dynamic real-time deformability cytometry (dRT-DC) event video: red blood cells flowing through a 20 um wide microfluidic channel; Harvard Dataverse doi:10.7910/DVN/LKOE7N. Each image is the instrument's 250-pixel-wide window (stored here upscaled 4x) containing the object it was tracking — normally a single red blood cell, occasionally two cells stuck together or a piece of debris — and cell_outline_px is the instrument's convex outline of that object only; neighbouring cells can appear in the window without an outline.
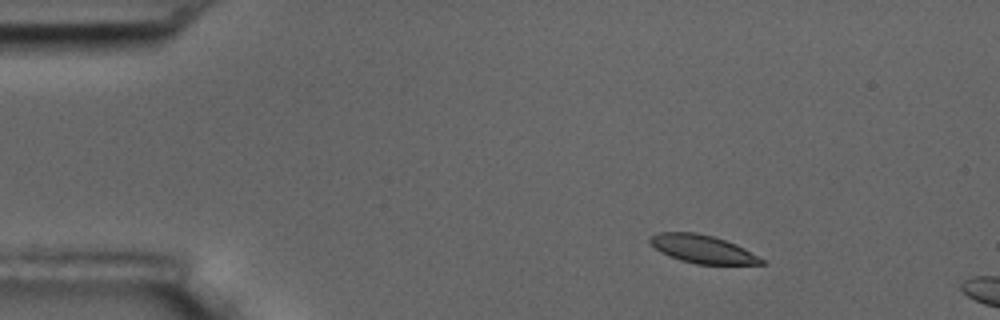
{"species": "common noctule bat (a hibernating species)", "species_latin": "Nyctalus noctula", "temperature_condition": "room temperature", "stored_images_in_passage": 4, "camera_frame_rate_fps": 3000, "um_per_image_px": 0.085, "animal": {"sex": "male", "body_mass_g": 17.5, "forearm_length_mm": 52.3}, "frame": {"image": 1, "passage_image": 2, "time_ms": 1.333, "image_size_px": [1000, 320], "cell_outline_px": [[768, 264], [696, 264], [680, 260], [668, 256], [660, 252], [648, 240], [648, 236], [656, 232], [696, 232], [712, 236], [736, 244], [744, 248], [764, 260]], "centroid_in_image_um": [59.67, 21.16], "position_along_channel_um": 25.3, "area_um2": 18.26}}